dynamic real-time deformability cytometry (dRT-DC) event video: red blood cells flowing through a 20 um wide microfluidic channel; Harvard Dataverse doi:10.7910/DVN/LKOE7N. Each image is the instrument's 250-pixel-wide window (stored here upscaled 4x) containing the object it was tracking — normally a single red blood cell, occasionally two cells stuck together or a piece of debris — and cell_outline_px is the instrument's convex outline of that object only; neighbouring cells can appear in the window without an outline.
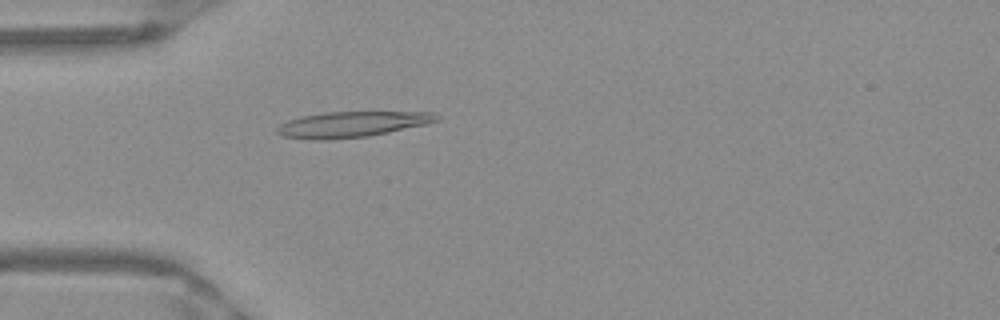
{"species": "Egyptian fruit bat (a non-hibernating species)", "species_latin": "Rousettus aegyptiacus", "temperature_condition": "warm", "stored_images_in_passage": 37, "camera_frame_rate_fps": 3000, "um_per_image_px": 0.085, "frame": {"image": 1, "passage_image": 1, "time_ms": 0.0, "image_size_px": [1000, 320], "cell_outline_px": [[440, 120], [424, 124], [388, 132], [368, 136], [328, 140], [312, 140], [284, 136], [276, 132], [276, 128], [280, 124], [288, 120], [300, 116], [324, 112], [432, 112], [440, 116]], "centroid_in_image_um": [29.87, 10.56], "position_along_channel_um": 55.1, "area_um2": 23.81}}
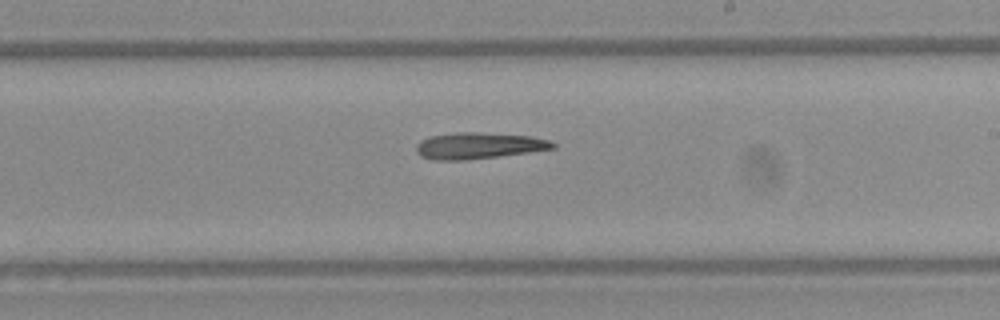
{"frame": {"image": 2, "passage_image": 16, "time_ms": 5.0, "image_size_px": [1000, 320], "cell_outline_px": [[556, 148], [528, 152], [464, 160], [432, 160], [420, 156], [416, 152], [416, 144], [420, 140], [428, 136], [456, 132], [476, 132], [532, 136], [548, 140], [556, 144]], "centroid_in_image_um": [40.63, 12.37], "position_along_channel_um": 248.4, "area_um2": 20.98}}
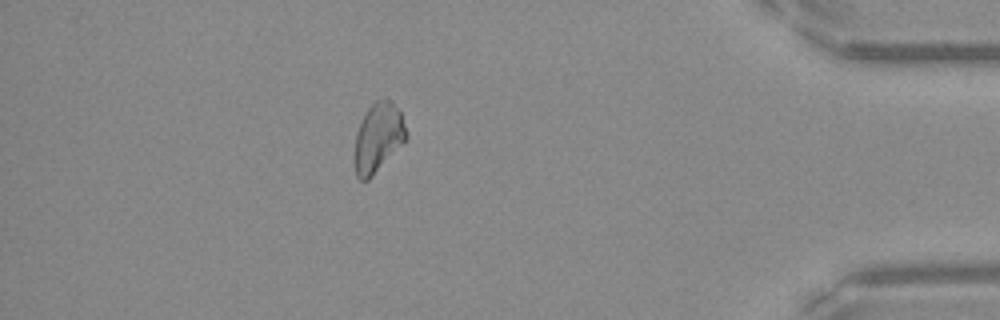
{"frame": {"image": 3, "passage_image": 31, "time_ms": 10.0, "image_size_px": [1000, 320], "cell_outline_px": [[408, 136], [368, 180], [360, 180], [356, 176], [356, 132], [368, 108], [376, 100], [388, 100], [400, 112], [408, 132]], "centroid_in_image_um": [32.15, 11.69], "position_along_channel_um": 403.1, "area_um2": 19.88}}